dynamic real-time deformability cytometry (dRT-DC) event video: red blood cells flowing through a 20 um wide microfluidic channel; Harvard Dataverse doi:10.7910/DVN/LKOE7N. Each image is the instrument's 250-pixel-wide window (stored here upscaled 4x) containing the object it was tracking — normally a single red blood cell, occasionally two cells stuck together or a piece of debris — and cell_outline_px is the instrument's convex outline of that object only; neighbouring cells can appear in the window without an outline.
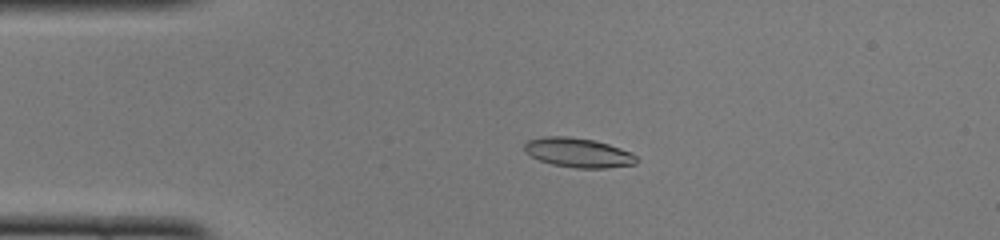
{"species": "common noctule bat (a hibernating species)", "species_latin": "Nyctalus noctula", "temperature_condition": "cold", "stored_images_in_passage": 50, "camera_frame_rate_fps": 3000, "um_per_image_px": 0.085, "animal": {"sex": "female", "body_mass_g": 22.0, "forearm_length_mm": 56.7}, "frame": {"image": 1, "passage_image": 11, "time_ms": 3.333, "image_size_px": [1000, 240], "cell_outline_px": [[640, 160], [636, 164], [604, 168], [576, 168], [552, 164], [540, 160], [532, 156], [524, 148], [524, 144], [528, 140], [544, 136], [568, 136], [596, 140], [632, 152]], "centroid_in_image_um": [49.19, 12.97], "position_along_channel_um": 35.8, "area_um2": 19.25}}
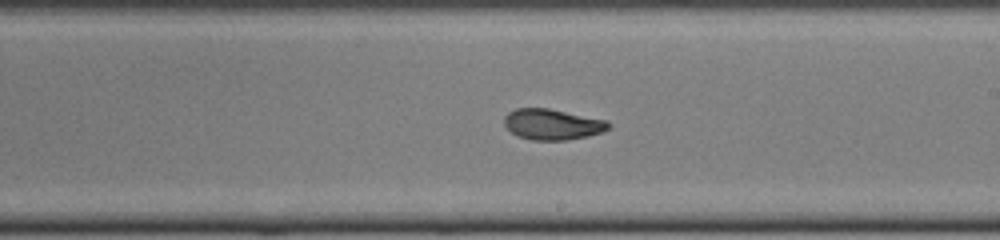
{"frame": {"image": 2, "passage_image": 29, "time_ms": 9.333, "image_size_px": [1000, 240], "cell_outline_px": [[612, 124], [608, 128], [600, 132], [588, 136], [568, 140], [532, 140], [516, 136], [504, 124], [504, 116], [508, 112], [516, 108], [548, 108], [608, 120]], "centroid_in_image_um": [46.95, 10.56], "position_along_channel_um": 242.1, "area_um2": 18.79}}
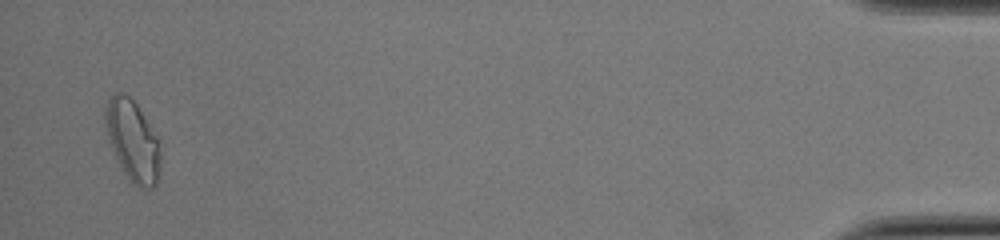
{"frame": {"image": 3, "passage_image": 49, "time_ms": 16.0, "image_size_px": [1000, 240], "cell_outline_px": [[160, 164], [156, 184], [152, 188], [140, 188], [132, 184], [124, 172], [120, 164], [108, 136], [104, 116], [104, 108], [108, 100], [116, 92], [120, 92], [128, 96], [136, 104], [160, 140]], "centroid_in_image_um": [11.3, 11.96], "position_along_channel_um": 423.9, "area_um2": 25.66}, "authors_computed_cell_mechanics": {"area_um2": 19.0162, "velocity_mm_per_s": 3.9876, "shape_relaxation_time_tau1_ms": 4.4004, "shape_relaxation_time_tau2_ms": 2.0387, "deformation_change_tau1": 0.1723, "deformation_change_tau2": 0.0738}}